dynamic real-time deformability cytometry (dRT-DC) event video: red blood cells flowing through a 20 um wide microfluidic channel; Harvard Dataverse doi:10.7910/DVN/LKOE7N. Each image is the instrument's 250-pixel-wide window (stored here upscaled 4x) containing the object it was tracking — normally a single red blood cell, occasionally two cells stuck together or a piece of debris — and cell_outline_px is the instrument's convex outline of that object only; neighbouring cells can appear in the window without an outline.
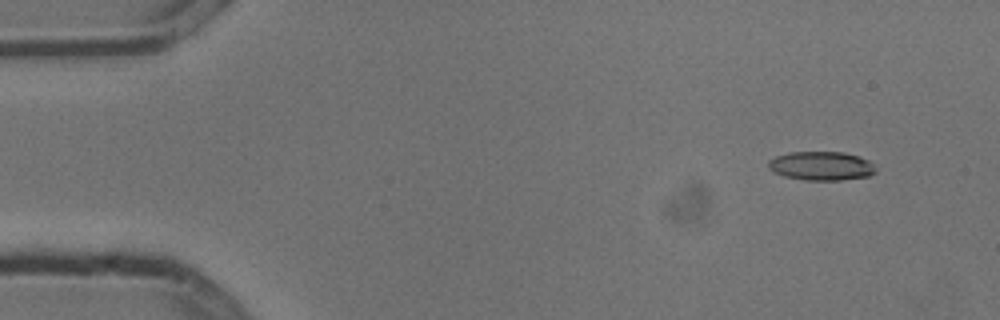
{"species": "common noctule bat (a hibernating species)", "species_latin": "Nyctalus noctula", "temperature_condition": "cold", "stored_images_in_passage": 4, "camera_frame_rate_fps": 3000, "um_per_image_px": 0.085, "animal": {"sex": "male", "body_mass_g": 13.3}, "frame": {"image": 1, "passage_image": 1, "time_ms": 0.0, "image_size_px": [1000, 320], "cell_outline_px": [[876, 172], [868, 176], [840, 180], [804, 180], [784, 176], [768, 168], [768, 160], [776, 156], [788, 152], [844, 152], [860, 156], [868, 160], [876, 168]], "centroid_in_image_um": [69.81, 14.09], "position_along_channel_um": 15.2, "area_um2": 18.09}}
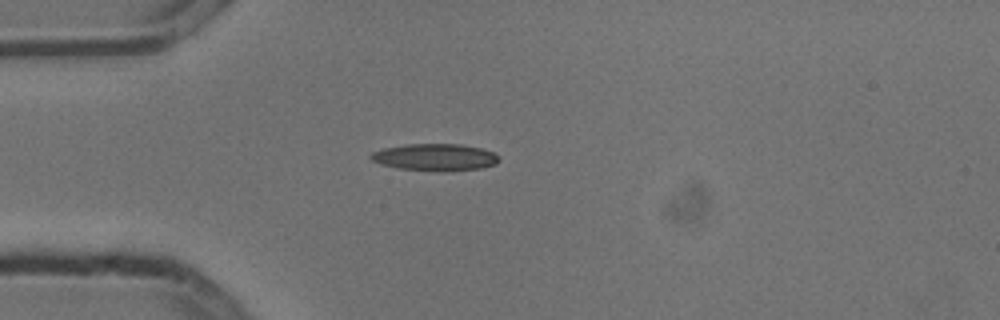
{"frame": {"image": 2, "passage_image": 3, "time_ms": 0.667, "image_size_px": [1000, 320], "cell_outline_px": [[500, 160], [496, 164], [480, 168], [444, 172], [440, 172], [400, 168], [384, 164], [372, 160], [368, 156], [372, 152], [384, 148], [408, 144], [460, 144], [480, 148], [492, 152], [500, 156]], "centroid_in_image_um": [37.02, 13.37], "position_along_channel_um": 48.0, "area_um2": 20.11}}